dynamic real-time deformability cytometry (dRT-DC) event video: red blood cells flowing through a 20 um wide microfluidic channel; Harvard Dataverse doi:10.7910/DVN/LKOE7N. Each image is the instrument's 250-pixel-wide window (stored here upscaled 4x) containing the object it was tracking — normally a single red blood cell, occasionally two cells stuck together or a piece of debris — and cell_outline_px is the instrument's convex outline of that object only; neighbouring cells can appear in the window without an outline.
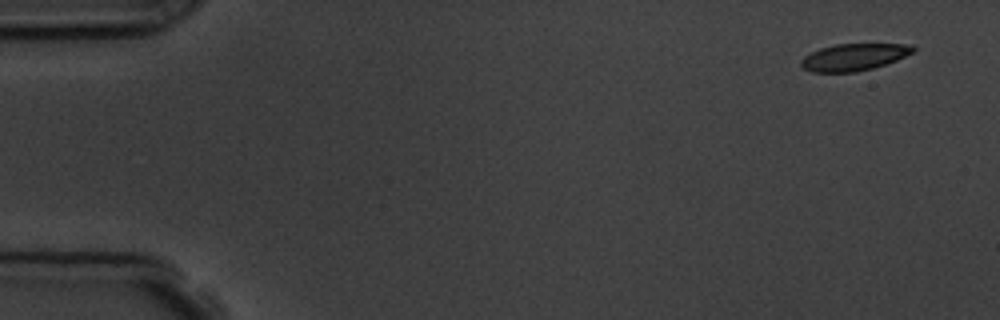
{"species": "common noctule bat (a hibernating species)", "species_latin": "Nyctalus noctula", "temperature_condition": "room temperature", "stored_images_in_passage": 6, "camera_frame_rate_fps": 3000, "um_per_image_px": 0.085, "animal": {"sex": "male", "body_mass_g": 19.5, "forearm_length_mm": 54.6}, "frame": {"image": 1, "passage_image": 1, "time_ms": 0.0, "image_size_px": [1000, 320], "cell_outline_px": [[916, 52], [896, 60], [872, 68], [856, 72], [812, 72], [804, 68], [800, 64], [800, 60], [804, 56], [820, 48], [836, 44], [908, 44], [916, 48]], "centroid_in_image_um": [72.59, 4.85], "position_along_channel_um": 12.4, "area_um2": 17.57}}
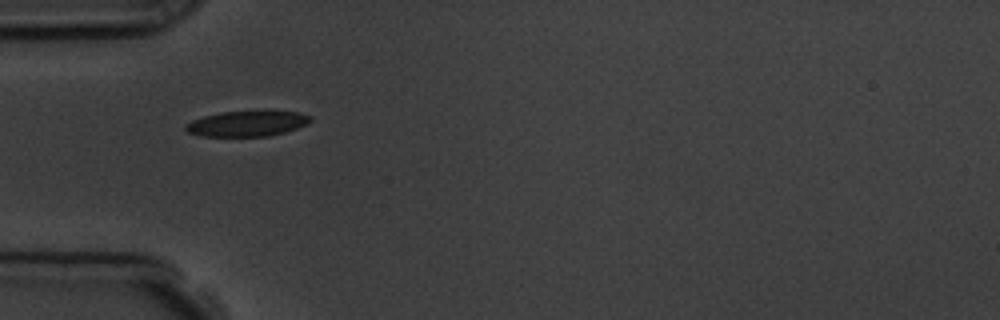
{"frame": {"image": 2, "passage_image": 5, "time_ms": 4.667, "image_size_px": [1000, 320], "cell_outline_px": [[312, 120], [308, 124], [284, 132], [268, 136], [200, 136], [188, 132], [184, 128], [184, 124], [192, 120], [204, 116], [220, 112], [264, 108], [296, 112], [312, 116]], "centroid_in_image_um": [21.03, 10.45], "position_along_channel_um": 64.0, "area_um2": 19.36}}